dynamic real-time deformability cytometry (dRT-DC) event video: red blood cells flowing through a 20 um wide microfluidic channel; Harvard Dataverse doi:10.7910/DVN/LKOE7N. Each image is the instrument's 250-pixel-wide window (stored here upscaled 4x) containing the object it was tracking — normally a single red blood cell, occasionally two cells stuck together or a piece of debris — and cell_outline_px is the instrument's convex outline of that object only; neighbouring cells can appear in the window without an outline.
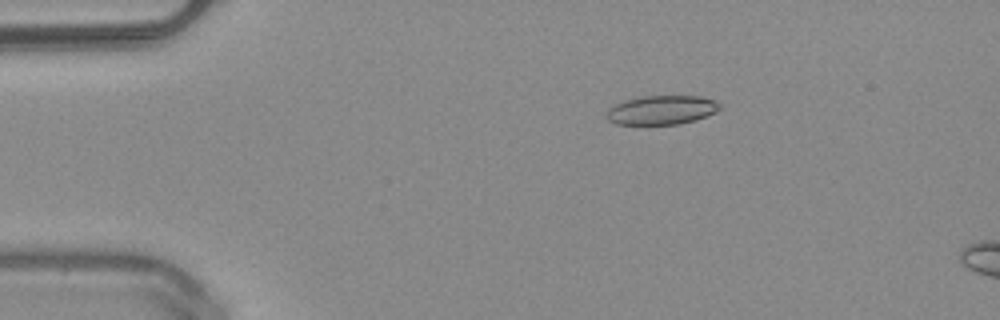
{"species": "common noctule bat (a hibernating species)", "species_latin": "Nyctalus noctula", "temperature_condition": "warm", "stored_images_in_passage": 7, "camera_frame_rate_fps": 3000, "um_per_image_px": 0.085, "animal": {"sex": "male", "body_mass_g": 20.4}, "frame": {"image": 1, "passage_image": 1, "time_ms": 0.0, "image_size_px": [1000, 320], "cell_outline_px": [[720, 108], [716, 112], [708, 116], [696, 120], [680, 124], [616, 124], [608, 120], [604, 116], [604, 112], [608, 108], [624, 100], [636, 96], [700, 96], [716, 100], [720, 104]], "centroid_in_image_um": [56.22, 9.34], "position_along_channel_um": 28.8, "area_um2": 19.54}}